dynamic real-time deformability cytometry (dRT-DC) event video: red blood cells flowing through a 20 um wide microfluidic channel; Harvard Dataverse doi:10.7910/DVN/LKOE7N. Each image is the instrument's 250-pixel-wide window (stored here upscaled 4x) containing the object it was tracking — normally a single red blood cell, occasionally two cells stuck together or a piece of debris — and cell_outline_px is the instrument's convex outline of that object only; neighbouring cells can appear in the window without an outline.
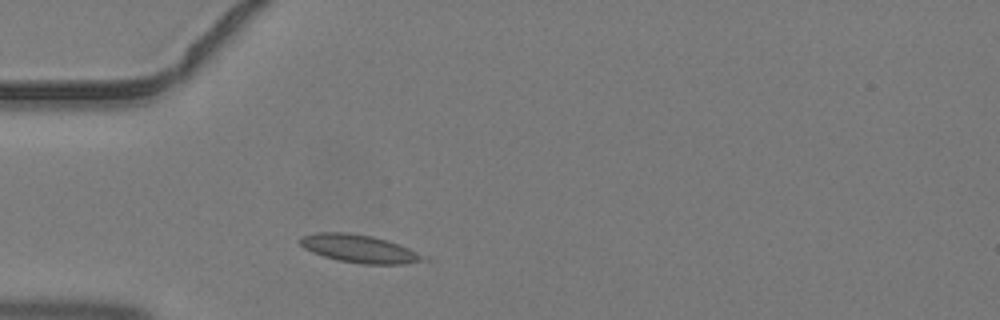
{"species": "common noctule bat (a hibernating species)", "species_latin": "Nyctalus noctula", "temperature_condition": "warm", "stored_images_in_passage": 1, "camera_frame_rate_fps": 3000, "um_per_image_px": 0.085, "animal": {"sex": "male", "body_mass_g": 19.2, "forearm_length_mm": 51.8}, "frame": {"image": 1, "passage_image": 1, "time_ms": 0.0, "image_size_px": [1000, 320], "cell_outline_px": [[436, 260], [404, 264], [360, 264], [336, 260], [312, 252], [304, 248], [300, 244], [300, 236], [320, 232], [348, 232], [372, 236], [388, 240], [428, 256]], "centroid_in_image_um": [30.62, 21.15], "position_along_channel_um": 54.4, "area_um2": 20.46}}